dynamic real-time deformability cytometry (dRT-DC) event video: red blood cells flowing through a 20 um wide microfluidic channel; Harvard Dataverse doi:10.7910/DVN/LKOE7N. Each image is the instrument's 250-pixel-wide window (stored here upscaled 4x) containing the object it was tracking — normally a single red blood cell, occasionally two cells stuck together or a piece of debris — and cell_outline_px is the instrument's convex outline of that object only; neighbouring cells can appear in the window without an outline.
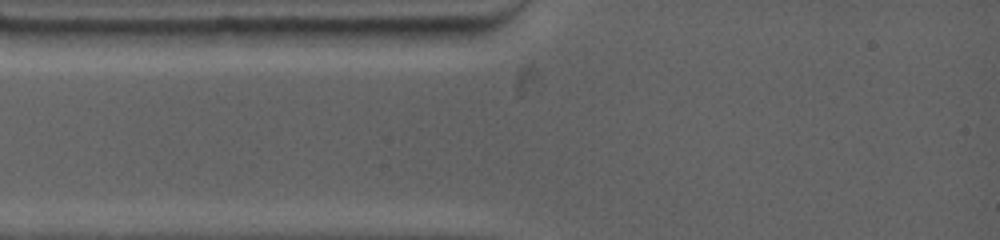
{"species": "common noctule bat (a hibernating species)", "species_latin": "Nyctalus noctula", "temperature_condition": "warm", "stored_images_in_passage": 1, "camera_frame_rate_fps": 4500, "um_per_image_px": 0.085, "animal": {"sex": "female", "body_mass_g": 19.0, "forearm_length_mm": 53.3}, "frame": {"image": 1, "passage_image": 1, "time_ms": 0.0, "image_size_px": [1000, 240], "cell_outline_px": [[484, 28], [480, 36], [464, 44], [368, 44], [364, 28]], "centroid_in_image_um": [35.84, 3.04], "position_along_channel_um": 49.2, "area_um2": 12.83}}